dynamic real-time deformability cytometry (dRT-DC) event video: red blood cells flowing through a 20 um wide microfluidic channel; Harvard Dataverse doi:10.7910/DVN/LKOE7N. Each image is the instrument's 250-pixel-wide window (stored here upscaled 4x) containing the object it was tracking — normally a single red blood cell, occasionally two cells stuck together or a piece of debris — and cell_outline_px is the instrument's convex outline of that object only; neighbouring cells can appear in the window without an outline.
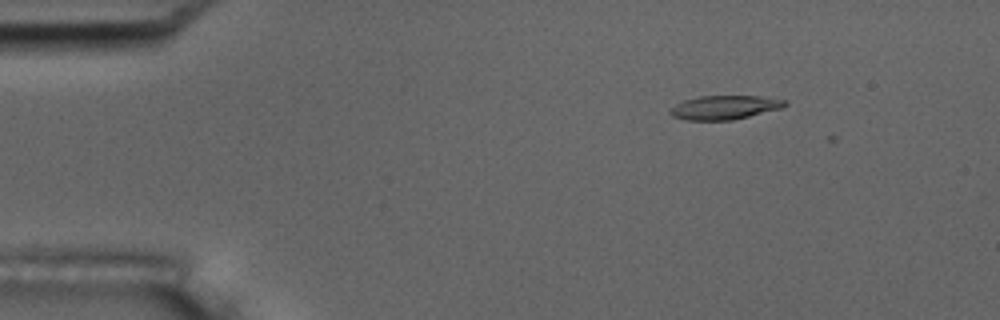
{"species": "common noctule bat (a hibernating species)", "species_latin": "Nyctalus noctula", "temperature_condition": "room temperature", "stored_images_in_passage": 10, "camera_frame_rate_fps": 3000, "um_per_image_px": 0.085, "animal": {"sex": "male", "body_mass_g": 17.5, "forearm_length_mm": 52.3}, "frame": {"image": 1, "passage_image": 8, "time_ms": 2.333, "image_size_px": [1000, 320], "cell_outline_px": [[788, 104], [780, 108], [732, 120], [684, 120], [672, 116], [668, 112], [676, 104], [684, 100], [700, 96], [760, 96], [788, 100]], "centroid_in_image_um": [61.58, 9.13], "position_along_channel_um": 23.4, "area_um2": 15.9}}